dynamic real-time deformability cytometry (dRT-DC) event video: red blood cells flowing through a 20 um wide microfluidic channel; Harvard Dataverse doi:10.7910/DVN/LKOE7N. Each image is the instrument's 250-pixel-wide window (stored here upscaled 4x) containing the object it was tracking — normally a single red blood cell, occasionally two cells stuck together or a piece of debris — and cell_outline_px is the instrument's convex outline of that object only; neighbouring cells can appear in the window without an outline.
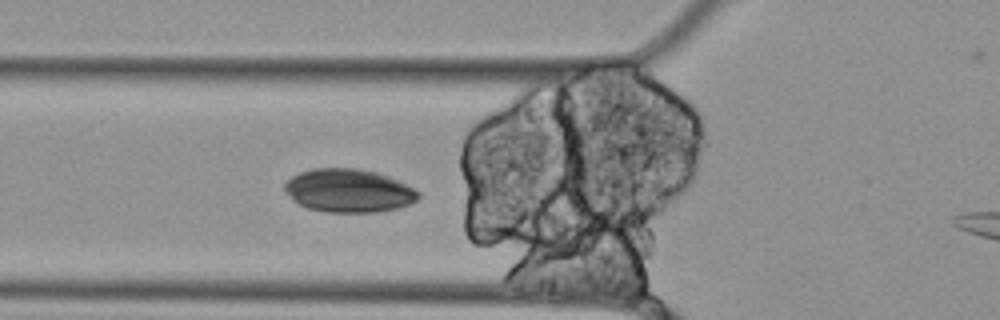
{"species": "Egyptian fruit bat (a non-hibernating species)", "species_latin": "Rousettus aegyptiacus", "temperature_condition": "cold", "stored_images_in_passage": 42, "camera_frame_rate_fps": 3000, "um_per_image_px": 0.085, "animal": {"sex": "female"}, "frame": {"image": 1, "passage_image": 12, "time_ms": 3.667, "image_size_px": [1000, 320], "cell_outline_px": [[420, 196], [416, 200], [400, 208], [380, 212], [328, 212], [308, 208], [292, 200], [284, 188], [284, 184], [292, 176], [300, 172], [312, 168], [356, 168], [376, 172], [388, 176], [420, 192]], "centroid_in_image_um": [29.63, 16.21], "position_along_channel_um": 96.2, "area_um2": 33.64}}
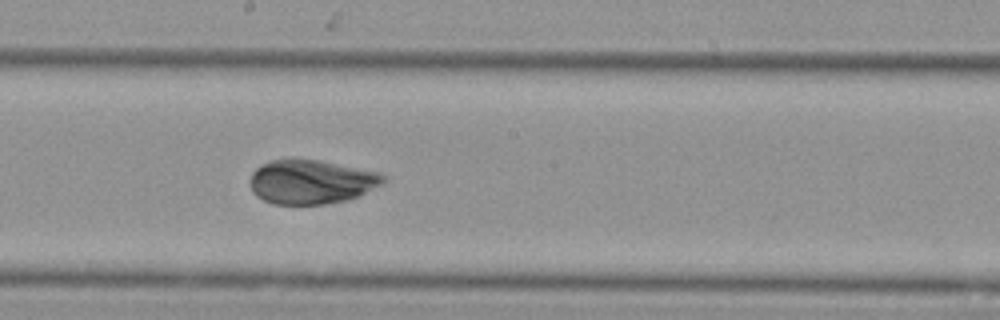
{"frame": {"image": 2, "passage_image": 23, "time_ms": 7.333, "image_size_px": [1000, 320], "cell_outline_px": [[384, 180], [380, 184], [360, 196], [348, 200], [324, 204], [272, 204], [256, 196], [252, 192], [252, 172], [260, 164], [268, 160], [288, 156], [292, 156], [320, 160], [380, 172], [384, 176]], "centroid_in_image_um": [26.42, 15.41], "position_along_channel_um": 221.8, "area_um2": 34.91}}
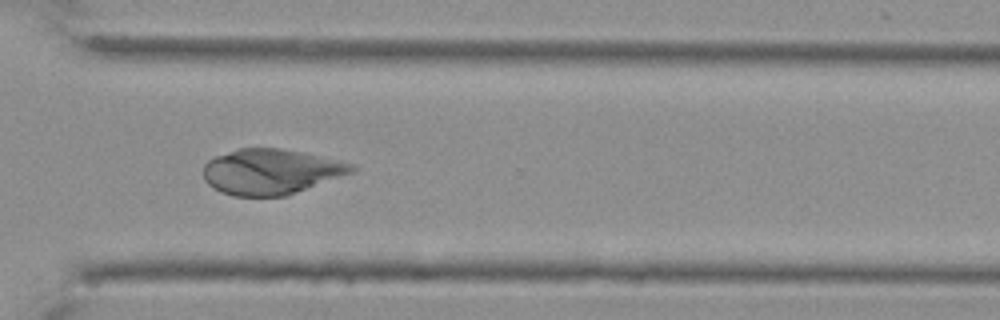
{"frame": {"image": 3, "passage_image": 34, "time_ms": 11.0, "image_size_px": [1000, 320], "cell_outline_px": [[356, 168], [352, 172], [288, 196], [232, 196], [220, 192], [212, 188], [204, 180], [204, 164], [208, 160], [216, 156], [236, 148], [280, 148], [300, 152], [352, 164]], "centroid_in_image_um": [22.96, 14.6], "position_along_channel_um": 347.6, "area_um2": 39.07}}